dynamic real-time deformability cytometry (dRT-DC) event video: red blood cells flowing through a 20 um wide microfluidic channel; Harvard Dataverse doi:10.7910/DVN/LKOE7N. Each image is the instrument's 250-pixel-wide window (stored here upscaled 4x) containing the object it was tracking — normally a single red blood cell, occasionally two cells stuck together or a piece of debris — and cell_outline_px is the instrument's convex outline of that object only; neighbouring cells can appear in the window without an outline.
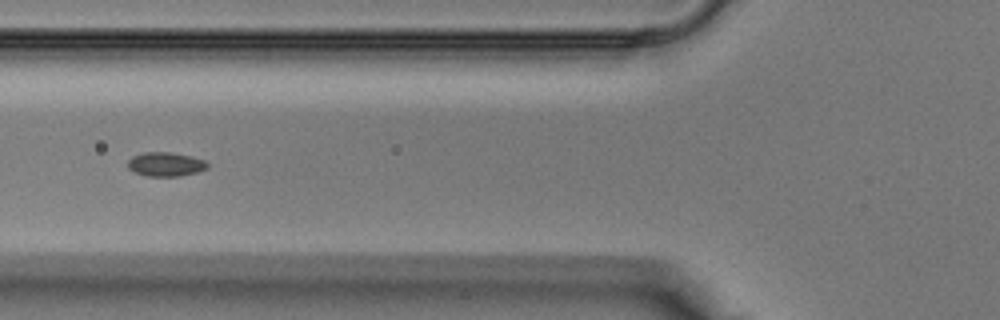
{"species": "Egyptian fruit bat (a non-hibernating species)", "species_latin": "Rousettus aegyptiacus", "temperature_condition": "warm", "stored_images_in_passage": 30, "camera_frame_rate_fps": 3000, "um_per_image_px": 0.085, "animal": {"sex": "male"}, "frame": {"image": 1, "passage_image": 5, "time_ms": 1.333, "image_size_px": [1000, 320], "cell_outline_px": [[208, 168], [196, 172], [180, 176], [148, 176], [136, 172], [128, 168], [128, 160], [132, 156], [144, 152], [168, 152], [192, 156], [204, 160], [208, 164]], "centroid_in_image_um": [14.08, 13.95], "position_along_channel_um": 111.7, "area_um2": 11.1}}
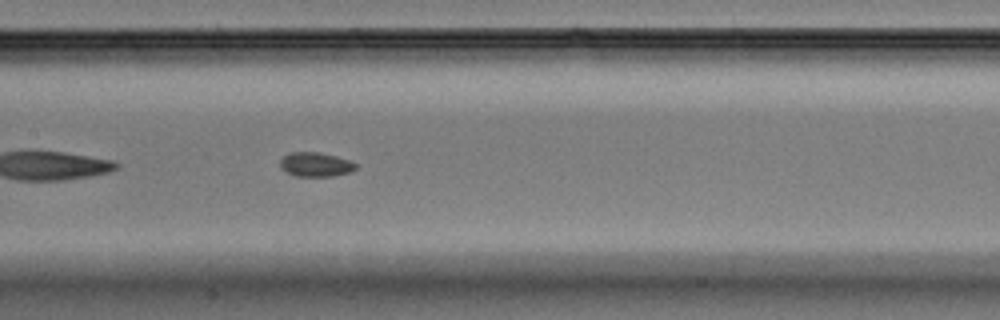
{"frame": {"image": 2, "passage_image": 9, "time_ms": 2.667, "image_size_px": [1000, 320], "cell_outline_px": [[356, 168], [348, 172], [332, 176], [296, 176], [280, 168], [280, 160], [288, 152], [320, 152], [336, 156], [348, 160], [356, 164]], "centroid_in_image_um": [26.79, 13.97], "position_along_channel_um": 180.6, "area_um2": 10.58}}
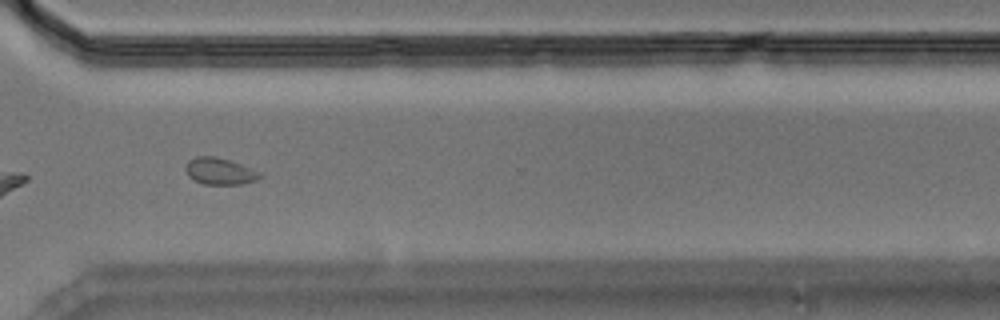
{"frame": {"image": 3, "passage_image": 19, "time_ms": 6.0, "image_size_px": [1000, 320], "cell_outline_px": [[264, 176], [256, 180], [240, 184], [204, 184], [188, 176], [184, 168], [188, 160], [196, 156], [212, 156], [228, 160], [240, 164], [260, 172]], "centroid_in_image_um": [18.66, 14.55], "position_along_channel_um": 351.9, "area_um2": 11.44}}